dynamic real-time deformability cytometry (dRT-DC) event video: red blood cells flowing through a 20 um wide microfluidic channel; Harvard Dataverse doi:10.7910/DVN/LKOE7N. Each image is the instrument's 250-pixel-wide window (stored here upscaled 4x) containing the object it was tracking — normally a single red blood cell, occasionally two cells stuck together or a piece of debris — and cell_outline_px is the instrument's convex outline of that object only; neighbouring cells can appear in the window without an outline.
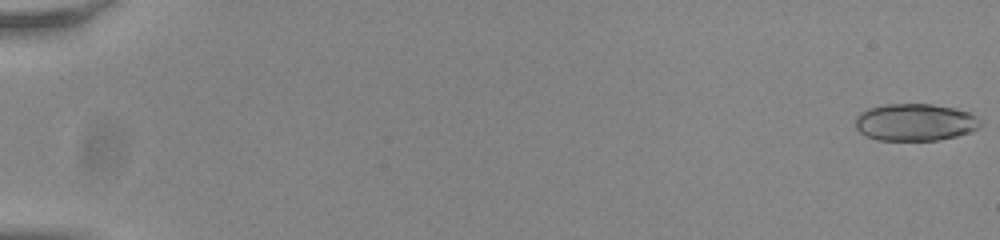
{"species": "common noctule bat (a hibernating species)", "species_latin": "Nyctalus noctula", "temperature_condition": "room temperature", "stored_images_in_passage": 23, "camera_frame_rate_fps": 3000, "um_per_image_px": 0.085, "animal": {"sex": "male", "body_mass_g": 20.0, "forearm_length_mm": 53.3}, "frame": {"image": 1, "passage_image": 1, "time_ms": 0.0, "image_size_px": [1000, 240], "cell_outline_px": [[984, 124], [980, 128], [972, 132], [940, 140], [876, 140], [864, 136], [856, 128], [856, 116], [860, 112], [868, 108], [884, 104], [932, 104], [956, 108], [968, 112], [976, 116]], "centroid_in_image_um": [77.8, 10.39], "position_along_channel_um": 7.2, "area_um2": 27.51}}
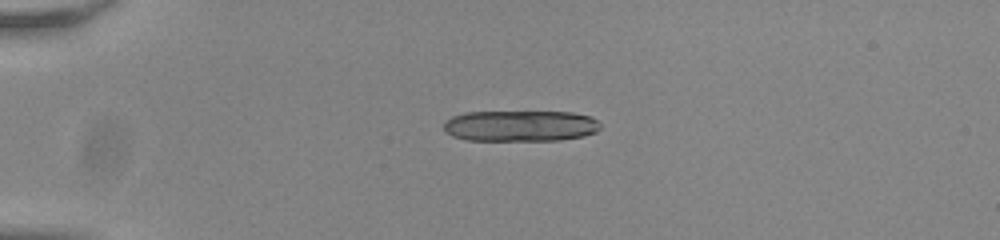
{"frame": {"image": 2, "passage_image": 15, "time_ms": 4.667, "image_size_px": [1000, 240], "cell_outline_px": [[600, 128], [596, 132], [584, 136], [560, 140], [468, 140], [452, 136], [444, 132], [444, 120], [452, 116], [464, 112], [572, 112], [592, 116], [600, 124]], "centroid_in_image_um": [44.22, 10.69], "position_along_channel_um": 40.8, "area_um2": 28.55}}